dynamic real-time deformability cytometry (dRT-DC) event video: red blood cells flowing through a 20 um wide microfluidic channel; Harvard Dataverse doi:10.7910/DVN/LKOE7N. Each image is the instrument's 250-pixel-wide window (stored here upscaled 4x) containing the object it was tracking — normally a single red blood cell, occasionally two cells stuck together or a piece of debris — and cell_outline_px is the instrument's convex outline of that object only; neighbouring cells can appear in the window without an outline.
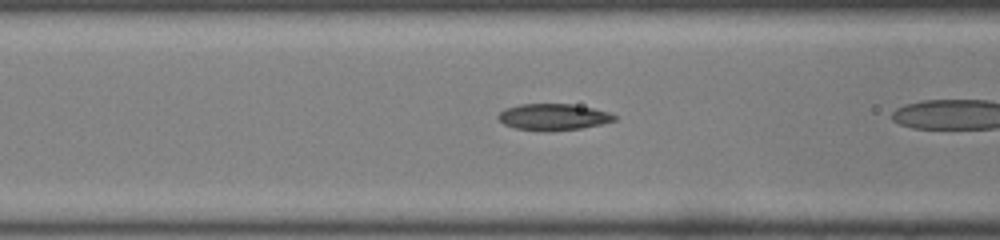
{"species": "common noctule bat (a hibernating species)", "species_latin": "Nyctalus noctula", "temperature_condition": "room temperature", "stored_images_in_passage": 31, "camera_frame_rate_fps": 3000, "um_per_image_px": 0.085, "animal": {"sex": "male", "body_mass_g": 19.0, "forearm_length_mm": 50.8}, "frame": {"image": 1, "passage_image": 12, "time_ms": 3.667, "image_size_px": [1000, 240], "cell_outline_px": [[616, 120], [600, 124], [580, 128], [516, 128], [504, 124], [496, 116], [504, 108], [520, 104], [572, 104], [592, 108], [608, 112], [616, 116]], "centroid_in_image_um": [47.02, 9.88], "position_along_channel_um": 119.6, "area_um2": 16.94}}
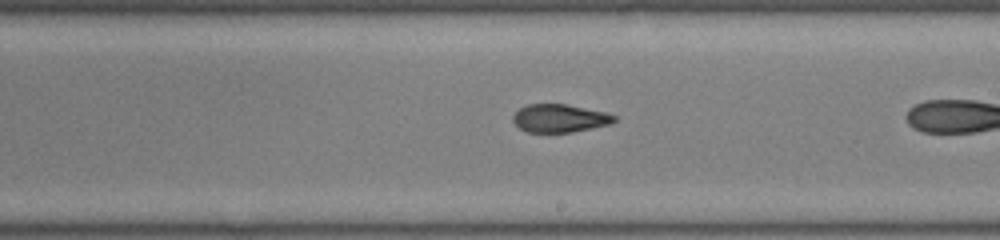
{"frame": {"image": 2, "passage_image": 21, "time_ms": 6.667, "image_size_px": [1000, 240], "cell_outline_px": [[616, 120], [608, 124], [592, 128], [572, 132], [528, 132], [520, 128], [512, 120], [512, 116], [520, 108], [528, 104], [568, 104], [604, 112], [616, 116]], "centroid_in_image_um": [47.55, 10.05], "position_along_channel_um": 241.4, "area_um2": 16.42}}
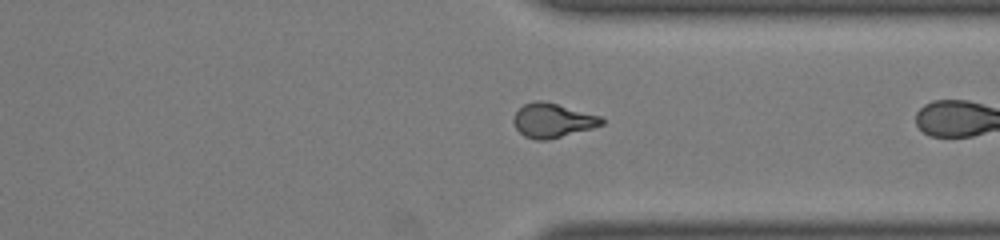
{"frame": {"image": 3, "passage_image": 30, "time_ms": 9.667, "image_size_px": [1000, 240], "cell_outline_px": [[604, 124], [592, 128], [548, 140], [536, 140], [524, 136], [516, 128], [512, 120], [516, 112], [524, 104], [536, 100], [544, 100], [600, 116], [604, 120]], "centroid_in_image_um": [46.96, 10.23], "position_along_channel_um": 364.4, "area_um2": 17.51}}